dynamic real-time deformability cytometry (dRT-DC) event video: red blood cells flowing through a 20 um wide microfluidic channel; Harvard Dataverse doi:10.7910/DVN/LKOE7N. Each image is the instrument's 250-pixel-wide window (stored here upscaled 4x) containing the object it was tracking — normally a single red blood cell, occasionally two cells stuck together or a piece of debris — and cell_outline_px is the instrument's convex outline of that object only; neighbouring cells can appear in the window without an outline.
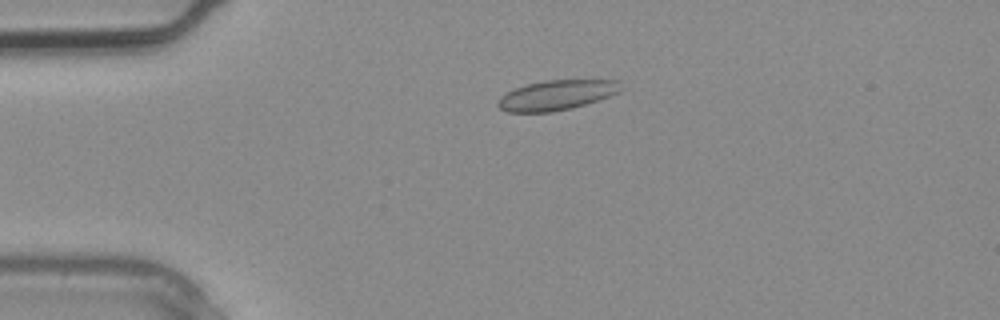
{"species": "common noctule bat (a hibernating species)", "species_latin": "Nyctalus noctula", "temperature_condition": "warm", "stored_images_in_passage": 2, "camera_frame_rate_fps": 3000, "um_per_image_px": 0.085, "animal": {"sex": "male", "body_mass_g": 20.4}, "frame": {"image": 1, "passage_image": 1, "time_ms": 0.0, "image_size_px": [1000, 320], "cell_outline_px": [[624, 88], [620, 92], [572, 108], [552, 112], [508, 112], [500, 108], [496, 104], [496, 100], [500, 96], [524, 84], [544, 80], [620, 80]], "centroid_in_image_um": [47.31, 8.07], "position_along_channel_um": 37.7, "area_um2": 21.56}}
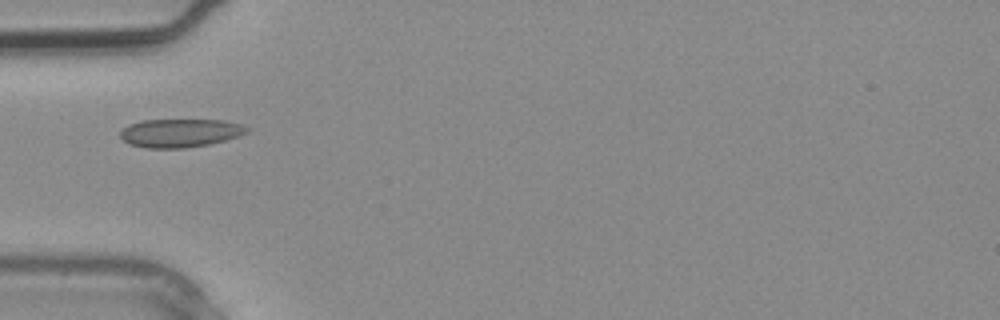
{"frame": {"image": 2, "passage_image": 2, "time_ms": 0.333, "image_size_px": [1000, 320], "cell_outline_px": [[248, 132], [240, 136], [208, 144], [184, 148], [148, 148], [128, 144], [120, 136], [120, 132], [128, 124], [140, 120], [224, 120], [240, 124], [248, 128]], "centroid_in_image_um": [15.29, 11.3], "position_along_channel_um": 69.7, "area_um2": 20.92}}